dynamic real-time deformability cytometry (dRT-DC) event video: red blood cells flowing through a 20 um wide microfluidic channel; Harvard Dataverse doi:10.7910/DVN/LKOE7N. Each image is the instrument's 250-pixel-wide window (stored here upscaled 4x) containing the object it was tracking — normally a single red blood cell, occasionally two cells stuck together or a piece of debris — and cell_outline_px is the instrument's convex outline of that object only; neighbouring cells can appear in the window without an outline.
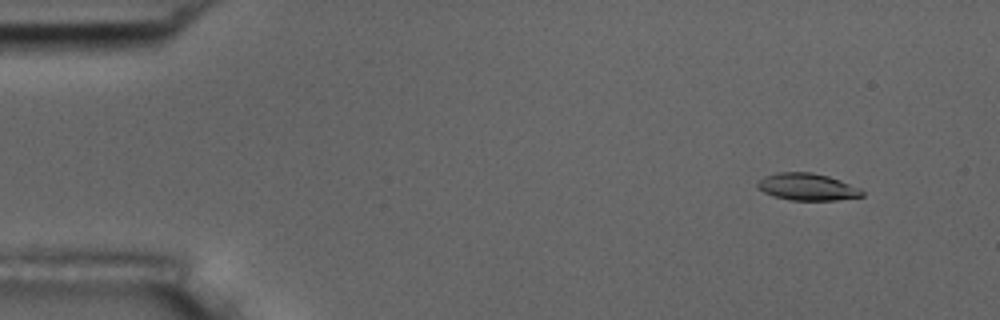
{"species": "common noctule bat (a hibernating species)", "species_latin": "Nyctalus noctula", "temperature_condition": "room temperature", "stored_images_in_passage": 55, "camera_frame_rate_fps": 3000, "um_per_image_px": 0.085, "animal": {"sex": "male", "body_mass_g": 17.5, "forearm_length_mm": 52.3}, "frame": {"image": 1, "passage_image": 5, "time_ms": 1.333, "image_size_px": [1000, 320], "cell_outline_px": [[864, 196], [836, 200], [792, 200], [772, 196], [756, 188], [756, 184], [764, 176], [776, 172], [812, 172], [828, 176], [840, 180], [860, 188], [864, 192]], "centroid_in_image_um": [68.6, 15.88], "position_along_channel_um": 16.4, "area_um2": 16.59}}
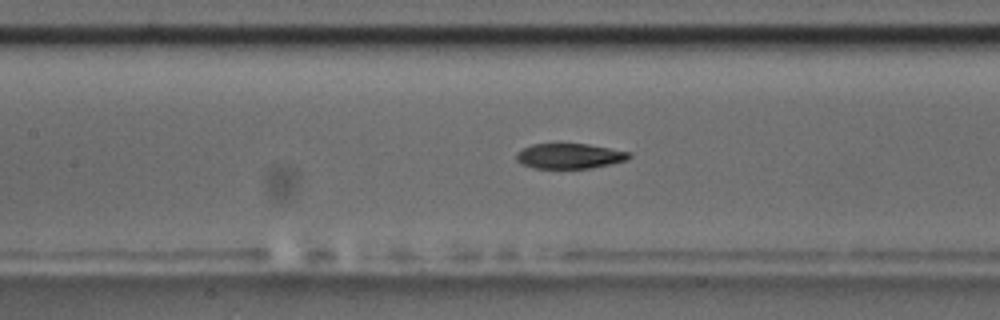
{"frame": {"image": 2, "passage_image": 25, "time_ms": 8.0, "image_size_px": [1000, 320], "cell_outline_px": [[632, 156], [628, 160], [592, 168], [536, 168], [520, 164], [516, 160], [516, 152], [532, 144], [588, 144], [632, 152]], "centroid_in_image_um": [48.43, 13.26], "position_along_channel_um": 159.0, "area_um2": 16.65}}
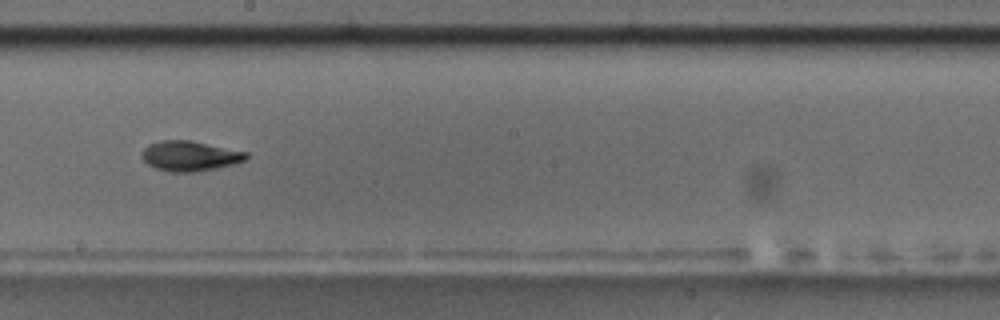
{"frame": {"image": 3, "passage_image": 31, "time_ms": 10.0, "image_size_px": [1000, 320], "cell_outline_px": [[248, 156], [244, 160], [232, 164], [216, 168], [196, 172], [168, 172], [156, 168], [148, 164], [140, 156], [140, 152], [148, 144], [160, 140], [188, 140], [248, 152]], "centroid_in_image_um": [16.08, 13.26], "position_along_channel_um": 232.1, "area_um2": 18.26}, "authors_computed_cell_mechanics": {"area_um2": 17.629, "velocity_mm_per_s": 3.6742, "shape_relaxation_time_tau1_ms": 4.8581, "shape_relaxation_time_tau2_ms": 6.5041, "deformation_change_tau1": 0.1752, "deformation_change_tau2": 0.1375}}